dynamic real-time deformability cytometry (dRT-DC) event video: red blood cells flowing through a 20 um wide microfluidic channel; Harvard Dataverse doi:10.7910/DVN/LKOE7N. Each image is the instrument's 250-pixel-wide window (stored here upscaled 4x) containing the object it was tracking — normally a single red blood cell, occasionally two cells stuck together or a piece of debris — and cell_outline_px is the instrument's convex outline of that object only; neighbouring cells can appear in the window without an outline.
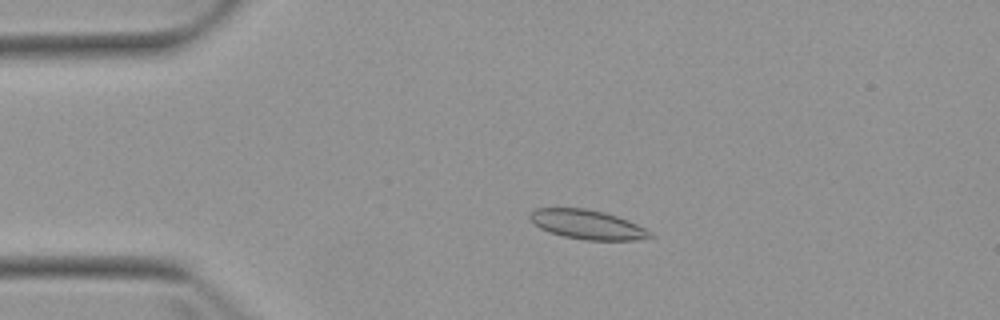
{"species": "Egyptian fruit bat (a non-hibernating species)", "species_latin": "Rousettus aegyptiacus", "temperature_condition": "warm", "stored_images_in_passage": 4, "camera_frame_rate_fps": 3000, "um_per_image_px": 0.085, "animal": {"sex": "female"}, "frame": {"image": 1, "passage_image": 3, "time_ms": 2.333, "image_size_px": [1000, 320], "cell_outline_px": [[656, 236], [636, 240], [584, 240], [564, 236], [548, 232], [540, 228], [528, 216], [528, 212], [536, 208], [588, 208], [604, 212], [628, 220], [652, 232]], "centroid_in_image_um": [49.92, 19.08], "position_along_channel_um": 35.1, "area_um2": 20.58}}